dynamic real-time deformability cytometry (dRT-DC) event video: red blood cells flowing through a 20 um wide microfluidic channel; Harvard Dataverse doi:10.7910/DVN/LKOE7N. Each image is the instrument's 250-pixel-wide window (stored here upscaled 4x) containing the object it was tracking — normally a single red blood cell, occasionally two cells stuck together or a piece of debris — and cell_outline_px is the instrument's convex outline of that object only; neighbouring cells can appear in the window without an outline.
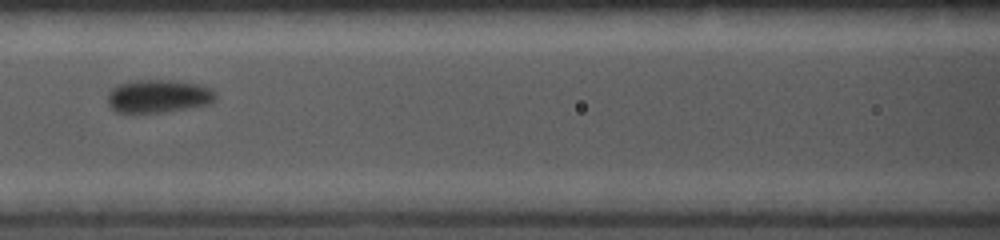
{"species": "common noctule bat (a hibernating species)", "species_latin": "Nyctalus noctula", "temperature_condition": "cold", "stored_images_in_passage": 7, "camera_frame_rate_fps": 5000, "um_per_image_px": 0.085, "animal": {"sex": "female", "body_mass_g": 19.0, "forearm_length_mm": 56.7}, "frame": {"image": 1, "passage_image": 4, "time_ms": 0.6, "image_size_px": [1000, 240], "cell_outline_px": [[216, 100], [208, 104], [160, 112], [116, 112], [108, 104], [108, 92], [112, 88], [120, 84], [136, 80], [168, 80], [200, 84], [212, 88], [216, 92]], "centroid_in_image_um": [13.48, 8.16], "position_along_channel_um": 153.1, "area_um2": 20.63}}